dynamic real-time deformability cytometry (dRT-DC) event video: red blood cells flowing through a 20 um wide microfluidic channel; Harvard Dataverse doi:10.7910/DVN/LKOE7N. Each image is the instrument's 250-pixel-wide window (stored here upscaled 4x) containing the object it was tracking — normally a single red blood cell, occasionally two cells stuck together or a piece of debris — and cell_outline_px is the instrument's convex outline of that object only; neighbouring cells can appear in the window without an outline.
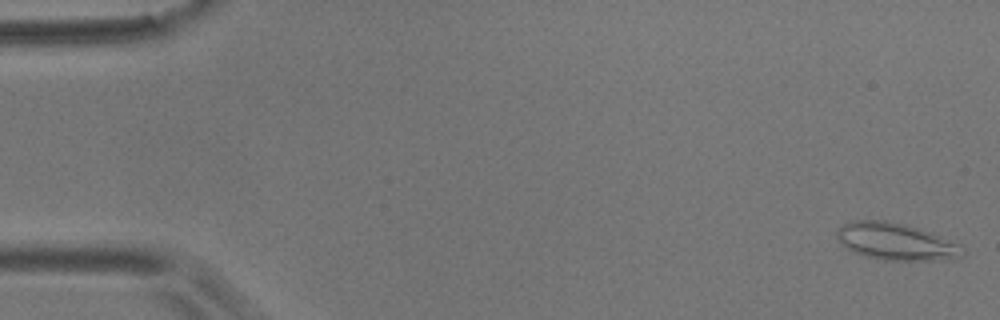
{"species": "common noctule bat (a hibernating species)", "species_latin": "Nyctalus noctula", "temperature_condition": "room temperature", "stored_images_in_passage": 2, "camera_frame_rate_fps": 3000, "um_per_image_px": 0.085, "animal": {"sex": "male", "body_mass_g": 17.9}, "frame": {"image": 1, "passage_image": 1, "time_ms": 0.0, "image_size_px": [1000, 320], "cell_outline_px": [[964, 256], [948, 260], [884, 260], [864, 256], [848, 248], [836, 236], [836, 228], [852, 220], [888, 220], [920, 228], [932, 232], [960, 244], [964, 248]], "centroid_in_image_um": [76.2, 20.53], "position_along_channel_um": 8.8, "area_um2": 27.34}}